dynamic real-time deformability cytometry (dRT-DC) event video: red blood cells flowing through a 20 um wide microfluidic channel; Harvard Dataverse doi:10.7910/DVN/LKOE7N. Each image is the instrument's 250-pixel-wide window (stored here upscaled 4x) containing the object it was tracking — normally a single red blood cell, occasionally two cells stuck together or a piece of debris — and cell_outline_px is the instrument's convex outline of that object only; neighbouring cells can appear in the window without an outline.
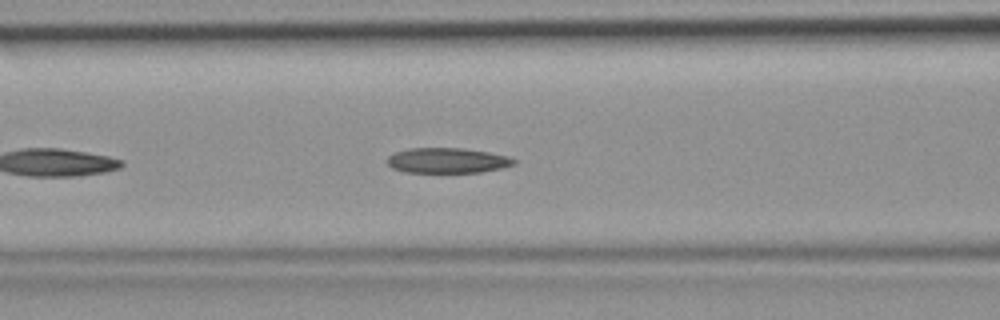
{"species": "common noctule bat (a hibernating species)", "species_latin": "Nyctalus noctula", "temperature_condition": "room temperature", "stored_images_in_passage": 11, "camera_frame_rate_fps": 3000, "um_per_image_px": 0.085, "animal": {"sex": "female", "body_mass_g": 19.9}, "frame": {"image": 1, "passage_image": 8, "time_ms": 2.333, "image_size_px": [1000, 320], "cell_outline_px": [[516, 164], [500, 168], [480, 172], [404, 172], [392, 168], [388, 164], [388, 156], [396, 152], [408, 148], [464, 148], [488, 152], [508, 156], [516, 160]], "centroid_in_image_um": [38.02, 13.64], "position_along_channel_um": 128.6, "area_um2": 18.55}}